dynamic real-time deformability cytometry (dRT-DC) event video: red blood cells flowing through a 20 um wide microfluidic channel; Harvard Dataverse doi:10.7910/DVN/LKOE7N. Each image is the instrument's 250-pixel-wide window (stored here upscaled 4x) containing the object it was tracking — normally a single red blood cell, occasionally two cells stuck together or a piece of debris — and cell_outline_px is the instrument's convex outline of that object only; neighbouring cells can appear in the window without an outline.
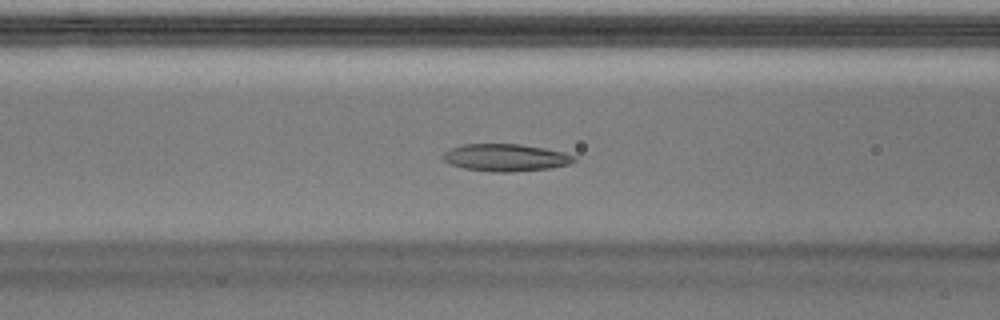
{"species": "Egyptian fruit bat (a non-hibernating species)", "species_latin": "Rousettus aegyptiacus", "temperature_condition": "warm", "stored_images_in_passage": 50, "segment_of_instrument_passage": [1, 2], "camera_frame_rate_fps": 3000, "um_per_image_px": 0.085, "animal": {"sex": "male"}, "frame": {"image": 1, "passage_image": 20, "time_ms": 6.333, "image_size_px": [1000, 320], "cell_outline_px": [[576, 160], [568, 164], [548, 168], [508, 172], [492, 172], [464, 168], [452, 164], [444, 160], [440, 156], [444, 152], [452, 148], [464, 144], [520, 144], [544, 148], [564, 152], [576, 156]], "centroid_in_image_um": [42.97, 13.39], "position_along_channel_um": 123.6, "area_um2": 20.69}}
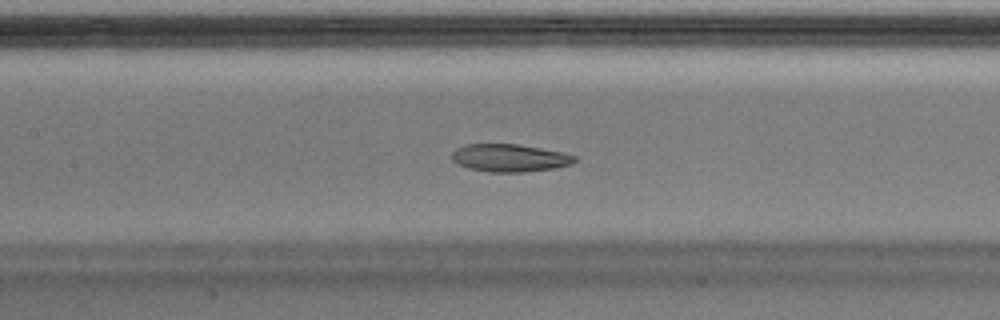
{"frame": {"image": 2, "passage_image": 23, "time_ms": 7.333, "image_size_px": [1000, 320], "cell_outline_px": [[576, 160], [572, 164], [552, 168], [524, 172], [488, 172], [468, 168], [456, 164], [452, 160], [452, 152], [456, 148], [464, 144], [516, 144], [564, 152], [576, 156]], "centroid_in_image_um": [43.29, 13.42], "position_along_channel_um": 164.1, "area_um2": 19.88}}
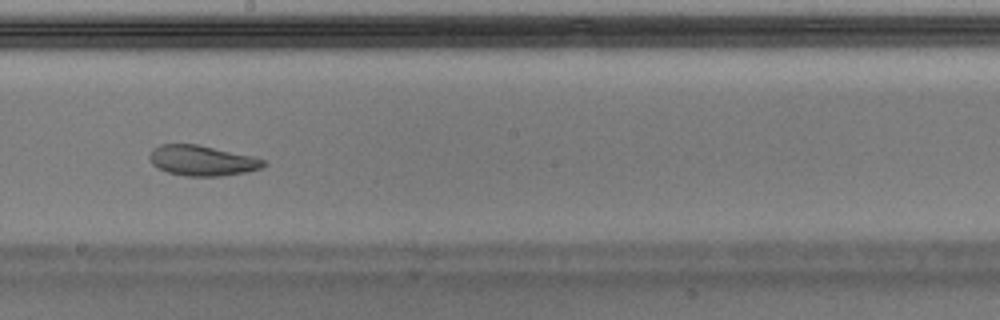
{"frame": {"image": 3, "passage_image": 28, "time_ms": 9.0, "image_size_px": [1000, 320], "cell_outline_px": [[268, 164], [260, 168], [244, 172], [220, 176], [184, 176], [168, 172], [156, 168], [152, 164], [148, 156], [152, 148], [160, 144], [196, 144], [252, 156], [264, 160]], "centroid_in_image_um": [17.12, 13.65], "position_along_channel_um": 231.1, "area_um2": 20.11}}